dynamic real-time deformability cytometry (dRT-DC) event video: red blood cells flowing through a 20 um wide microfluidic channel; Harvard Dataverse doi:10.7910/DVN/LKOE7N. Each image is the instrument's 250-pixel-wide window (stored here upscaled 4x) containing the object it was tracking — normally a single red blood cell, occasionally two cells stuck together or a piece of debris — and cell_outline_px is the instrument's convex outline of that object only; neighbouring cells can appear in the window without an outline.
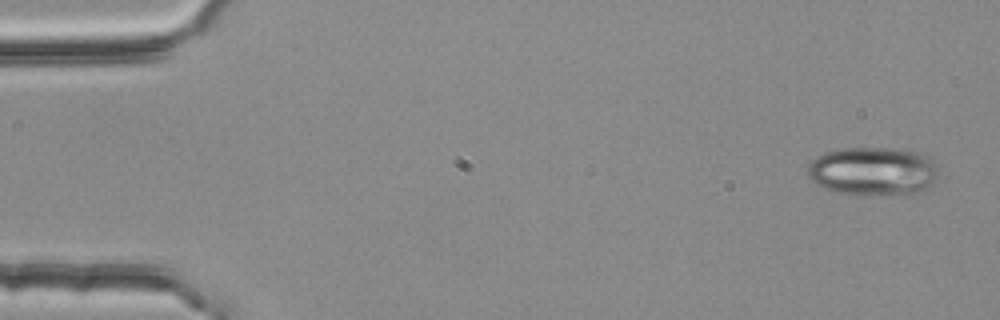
{"species": "common noctule bat (a hibernating species)", "species_latin": "Nyctalus noctula", "temperature_condition": "room temperature", "stored_images_in_passage": 4, "camera_frame_rate_fps": 3000, "um_per_image_px": 0.085, "animal": {"sex": "female", "body_mass_g": 25.1}, "frame": {"image": 1, "passage_image": 1, "time_ms": 0.0, "image_size_px": [1000, 320], "cell_outline_px": [[936, 180], [932, 184], [916, 196], [864, 196], [836, 192], [824, 188], [816, 184], [808, 176], [808, 164], [812, 160], [824, 152], [840, 148], [904, 148], [928, 156], [936, 164]], "centroid_in_image_um": [74.24, 14.59], "position_along_channel_um": 10.8, "area_um2": 38.15}}